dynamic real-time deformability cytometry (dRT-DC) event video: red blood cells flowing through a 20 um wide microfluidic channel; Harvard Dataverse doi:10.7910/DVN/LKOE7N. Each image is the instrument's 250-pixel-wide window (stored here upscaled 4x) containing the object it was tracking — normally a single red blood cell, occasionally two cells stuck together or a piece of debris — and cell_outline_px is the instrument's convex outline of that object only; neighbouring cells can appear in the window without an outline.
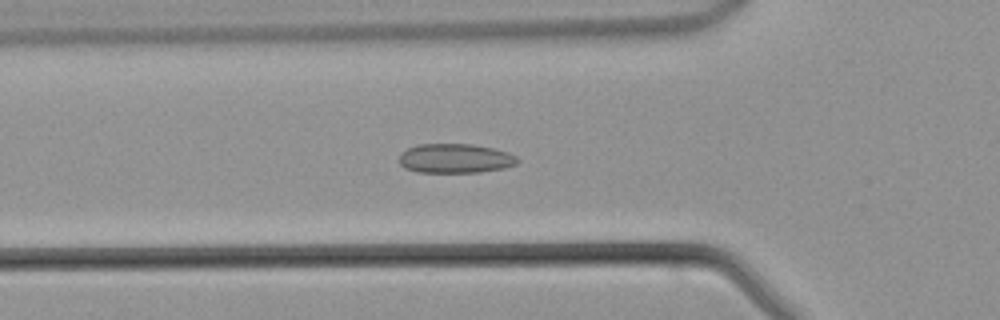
{"species": "common noctule bat (a hibernating species)", "species_latin": "Nyctalus noctula", "temperature_condition": "warm", "stored_images_in_passage": 39, "camera_frame_rate_fps": 3000, "um_per_image_px": 0.085, "animal": {"sex": "male", "body_mass_g": 21.5, "forearm_length_mm": 52.0}, "frame": {"image": 1, "passage_image": 8, "time_ms": 2.333, "image_size_px": [1000, 320], "cell_outline_px": [[520, 160], [516, 164], [504, 168], [480, 172], [416, 172], [404, 168], [400, 164], [400, 152], [416, 144], [472, 144], [492, 148], [508, 152], [516, 156]], "centroid_in_image_um": [38.68, 13.46], "position_along_channel_um": 87.1, "area_um2": 20.35}}
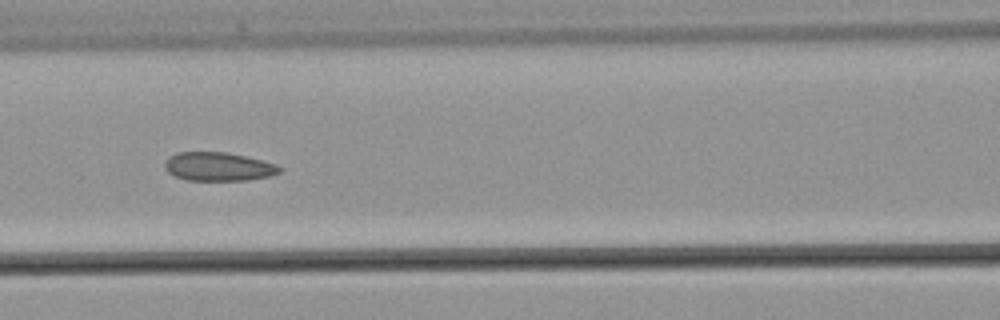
{"frame": {"image": 2, "passage_image": 12, "time_ms": 3.667, "image_size_px": [1000, 320], "cell_outline_px": [[280, 172], [272, 176], [244, 180], [188, 180], [176, 176], [168, 172], [164, 168], [164, 164], [168, 156], [176, 152], [228, 152], [276, 164], [280, 168]], "centroid_in_image_um": [18.53, 14.15], "position_along_channel_um": 148.1, "area_um2": 19.07}}
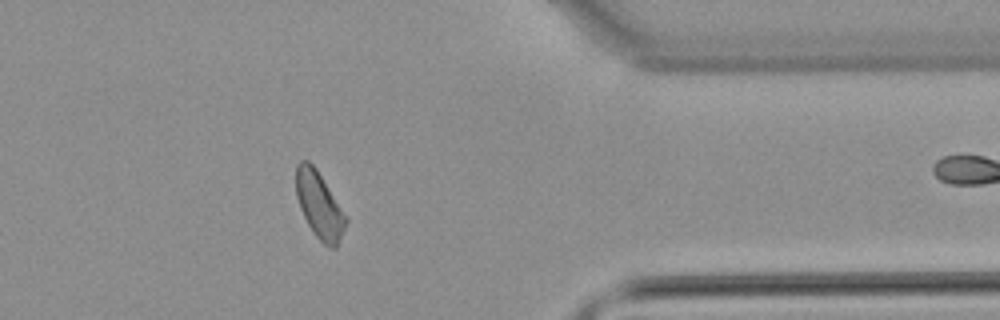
{"frame": {"image": 3, "passage_image": 29, "time_ms": 9.333, "image_size_px": [1000, 320], "cell_outline_px": [[348, 220], [336, 248], [332, 248], [324, 244], [316, 236], [308, 224], [300, 208], [296, 196], [296, 164], [300, 160], [308, 160], [316, 168]], "centroid_in_image_um": [27.12, 17.42], "position_along_channel_um": 384.3, "area_um2": 18.9}}